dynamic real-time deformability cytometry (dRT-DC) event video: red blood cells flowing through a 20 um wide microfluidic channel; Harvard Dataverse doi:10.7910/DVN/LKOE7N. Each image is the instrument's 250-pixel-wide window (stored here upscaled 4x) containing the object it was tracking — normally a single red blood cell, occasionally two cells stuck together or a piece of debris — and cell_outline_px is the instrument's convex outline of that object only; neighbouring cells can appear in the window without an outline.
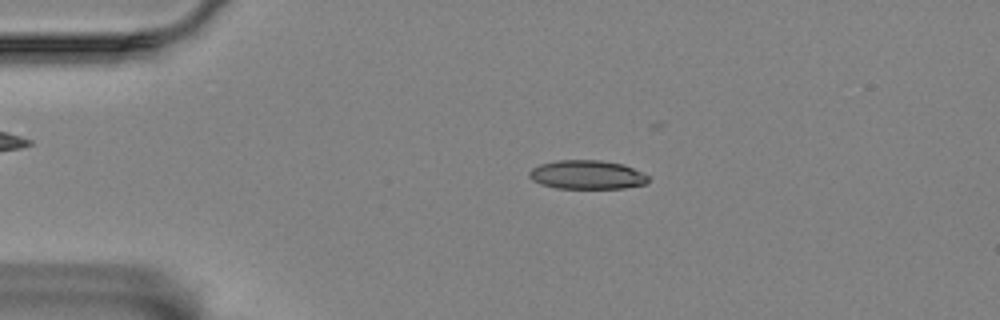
{"species": "Egyptian fruit bat (a non-hibernating species)", "species_latin": "Rousettus aegyptiacus", "temperature_condition": "room temperature", "stored_images_in_passage": 20, "camera_frame_rate_fps": 3000, "um_per_image_px": 0.085, "animal": {"sex": "female"}, "frame": {"image": 1, "passage_image": 11, "time_ms": 3.333, "image_size_px": [1000, 320], "cell_outline_px": [[648, 180], [644, 184], [624, 188], [556, 188], [540, 184], [532, 180], [528, 176], [528, 172], [532, 168], [540, 164], [556, 160], [600, 160], [624, 164], [648, 176]], "centroid_in_image_um": [49.85, 14.85], "position_along_channel_um": 35.2, "area_um2": 20.0}}
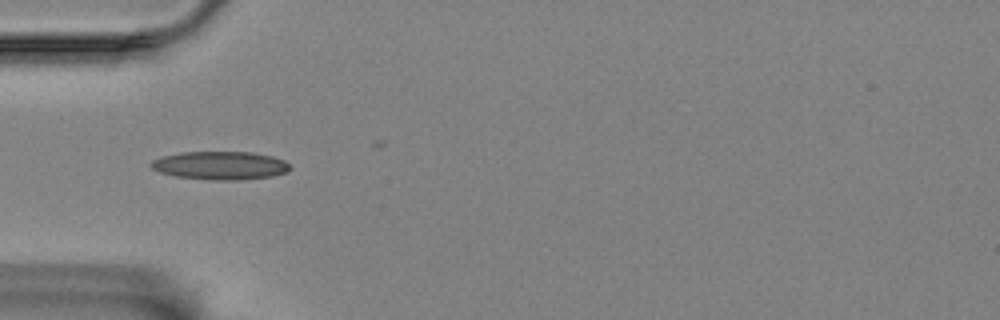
{"frame": {"image": 2, "passage_image": 17, "time_ms": 5.333, "image_size_px": [1000, 320], "cell_outline_px": [[288, 172], [272, 176], [240, 180], [216, 180], [176, 176], [160, 172], [152, 168], [148, 164], [152, 160], [164, 156], [180, 152], [252, 152], [272, 156], [284, 160], [288, 164]], "centroid_in_image_um": [18.71, 14.06], "position_along_channel_um": 66.3, "area_um2": 22.77}}